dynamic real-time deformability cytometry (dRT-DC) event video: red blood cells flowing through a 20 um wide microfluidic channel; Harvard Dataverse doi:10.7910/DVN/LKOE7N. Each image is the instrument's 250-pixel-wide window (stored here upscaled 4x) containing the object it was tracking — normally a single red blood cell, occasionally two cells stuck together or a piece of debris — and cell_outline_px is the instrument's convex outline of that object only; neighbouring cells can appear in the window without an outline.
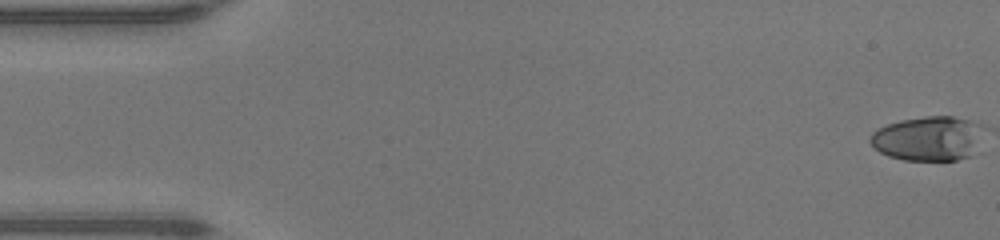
{"species": "human", "species_latin": "Homo sapiens", "temperature_condition": "warm", "stored_images_in_passage": 48, "camera_frame_rate_fps": 3000, "um_per_image_px": 0.085, "donor": {"sex": "male"}, "frame": {"image": 1, "passage_image": 1, "time_ms": 0.0, "image_size_px": [1000, 240], "cell_outline_px": [[984, 152], [972, 156], [956, 160], [904, 160], [888, 156], [880, 152], [868, 140], [872, 132], [876, 128], [900, 120], [924, 116], [952, 116], [968, 120], [980, 124]], "centroid_in_image_um": [78.98, 11.79], "position_along_channel_um": 6.0, "area_um2": 30.23}}
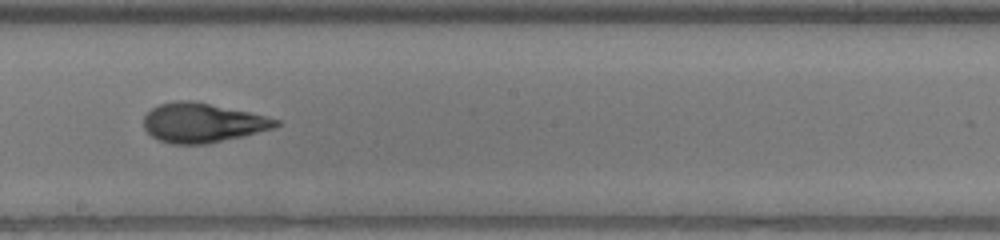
{"frame": {"image": 2, "passage_image": 27, "time_ms": 8.667, "image_size_px": [1000, 240], "cell_outline_px": [[280, 124], [272, 128], [244, 136], [208, 144], [172, 144], [156, 140], [144, 128], [144, 116], [152, 108], [160, 104], [176, 100], [192, 100], [248, 112], [280, 120]], "centroid_in_image_um": [17.17, 10.44], "position_along_channel_um": 231.0, "area_um2": 30.23}}
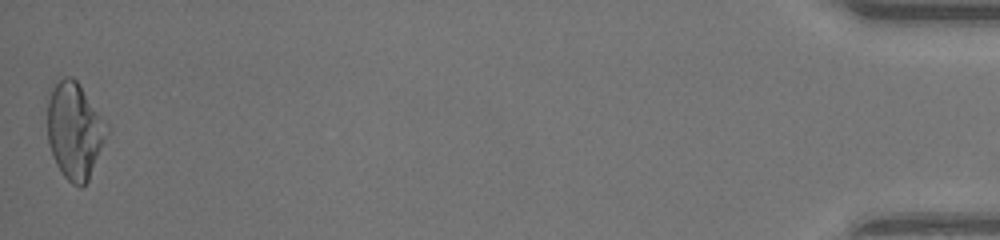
{"frame": {"image": 3, "passage_image": 48, "time_ms": 15.667, "image_size_px": [1000, 240], "cell_outline_px": [[108, 132], [88, 180], [80, 188], [72, 184], [60, 172], [52, 156], [48, 144], [48, 100], [52, 88], [64, 76], [72, 76], [80, 84], [108, 124]], "centroid_in_image_um": [6.34, 11.1], "position_along_channel_um": 428.9, "area_um2": 33.29}, "authors_computed_cell_mechanics": {"area_um2": 30.1716, "velocity_mm_per_s": 4.3588, "shape_relaxation_time_tau1_ms": 7.5653, "shape_relaxation_time_tau2_ms": 1.1771, "deformation_change_tau1": 0.3248, "deformation_change_tau2": 0.0833}}